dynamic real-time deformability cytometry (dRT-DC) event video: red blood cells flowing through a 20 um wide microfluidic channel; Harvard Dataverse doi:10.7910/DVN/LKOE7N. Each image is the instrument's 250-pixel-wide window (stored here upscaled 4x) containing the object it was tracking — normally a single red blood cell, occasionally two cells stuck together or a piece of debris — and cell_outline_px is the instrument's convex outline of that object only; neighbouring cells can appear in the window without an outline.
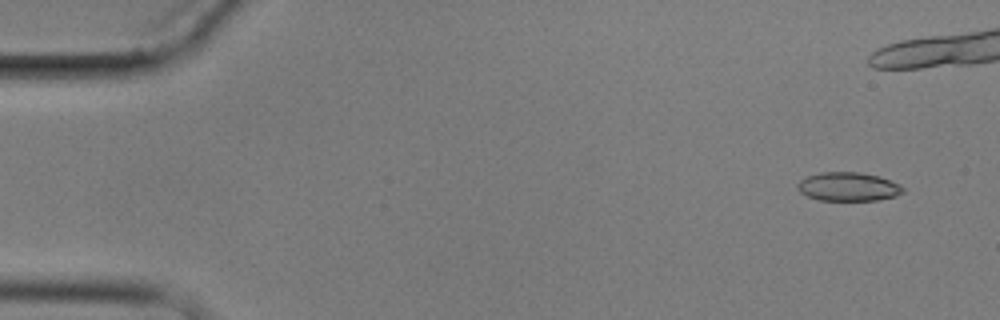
{"species": "common noctule bat (a hibernating species)", "species_latin": "Nyctalus noctula", "temperature_condition": "cold", "stored_images_in_passage": 10, "camera_frame_rate_fps": 3000, "um_per_image_px": 0.085, "animal": {"sex": "male", "body_mass_g": 17.9}, "frame": {"image": 1, "passage_image": 1, "time_ms": 0.0, "image_size_px": [1000, 320], "cell_outline_px": [[904, 192], [896, 196], [876, 200], [820, 200], [808, 196], [800, 192], [796, 188], [796, 184], [800, 180], [808, 176], [820, 172], [860, 172], [880, 176], [900, 184], [904, 188]], "centroid_in_image_um": [72.11, 15.86], "position_along_channel_um": 12.9, "area_um2": 17.74}}
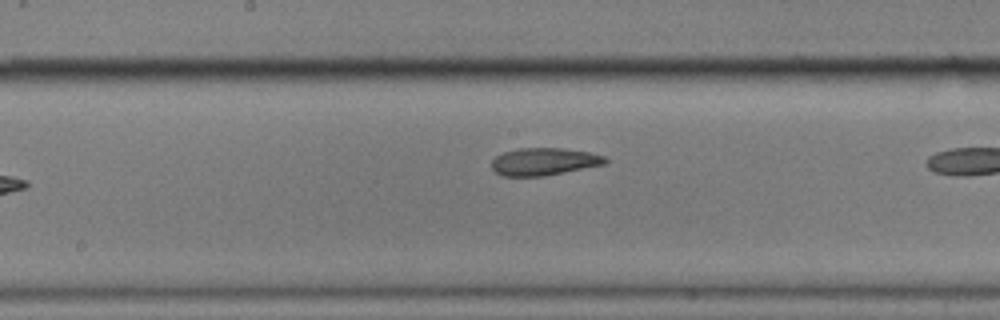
{"frame": {"image": 2, "passage_image": 9, "time_ms": 10.0, "image_size_px": [1000, 320], "cell_outline_px": [[608, 160], [604, 164], [544, 176], [500, 176], [492, 168], [492, 160], [496, 156], [504, 152], [520, 148], [560, 148], [588, 152], [604, 156]], "centroid_in_image_um": [46.2, 13.74], "position_along_channel_um": 202.0, "area_um2": 17.98}}